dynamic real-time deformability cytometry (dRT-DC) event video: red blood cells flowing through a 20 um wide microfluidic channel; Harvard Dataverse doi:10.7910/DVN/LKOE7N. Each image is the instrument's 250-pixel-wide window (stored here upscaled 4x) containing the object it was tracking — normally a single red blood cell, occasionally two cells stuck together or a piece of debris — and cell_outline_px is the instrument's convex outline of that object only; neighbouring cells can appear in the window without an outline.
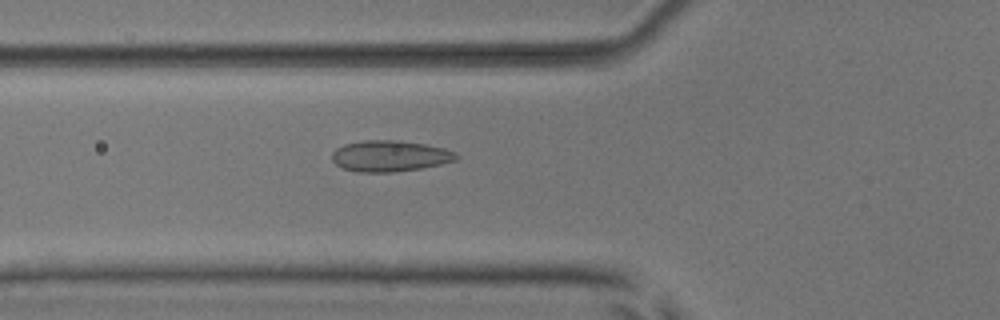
{"species": "common noctule bat (a hibernating species)", "species_latin": "Nyctalus noctula", "temperature_condition": "room temperature", "stored_images_in_passage": 53, "camera_frame_rate_fps": 3000, "um_per_image_px": 0.085, "animal": {"sex": "male", "body_mass_g": 17.9, "forearm_length_mm": 54.2}, "frame": {"image": 1, "passage_image": 20, "time_ms": 6.333, "image_size_px": [1000, 320], "cell_outline_px": [[460, 156], [456, 160], [440, 164], [420, 168], [392, 172], [356, 172], [344, 168], [336, 164], [332, 160], [332, 152], [336, 148], [344, 144], [364, 140], [400, 140], [424, 144], [444, 148], [456, 152]], "centroid_in_image_um": [33.14, 13.25], "position_along_channel_um": 92.7, "area_um2": 22.54}}
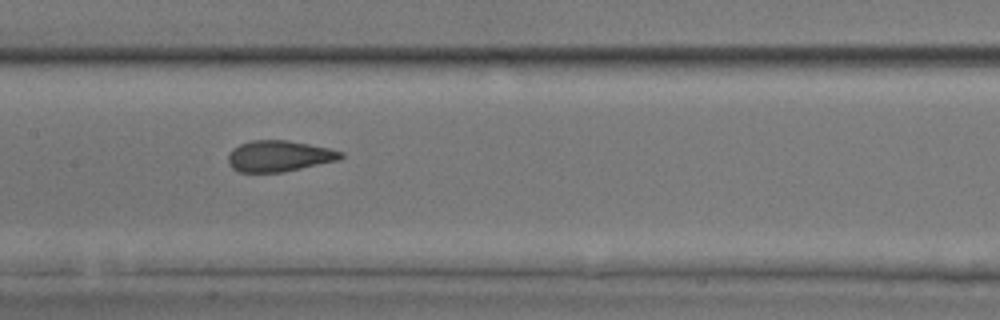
{"frame": {"image": 2, "passage_image": 27, "time_ms": 8.667, "image_size_px": [1000, 320], "cell_outline_px": [[344, 156], [340, 160], [284, 172], [240, 172], [232, 168], [228, 164], [228, 156], [232, 148], [240, 144], [252, 140], [288, 140], [328, 148], [344, 152]], "centroid_in_image_um": [23.73, 13.27], "position_along_channel_um": 183.7, "area_um2": 20.52}}
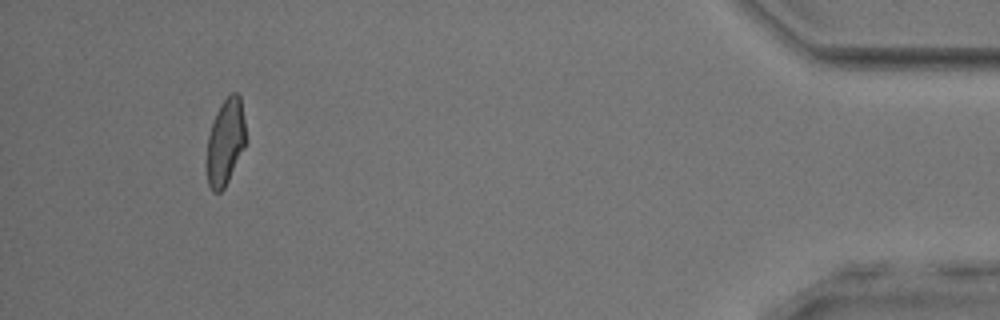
{"frame": {"image": 3, "passage_image": 50, "time_ms": 16.333, "image_size_px": [1000, 320], "cell_outline_px": [[244, 148], [224, 188], [220, 192], [212, 192], [208, 184], [208, 136], [216, 112], [220, 104], [232, 92], [236, 92], [240, 96], [244, 120]], "centroid_in_image_um": [19.16, 12.05], "position_along_channel_um": 416.0, "area_um2": 19.02}, "authors_computed_cell_mechanics": {"area_um2": 21.097, "velocity_mm_per_s": 3.887, "shape_relaxation_time_tau1_ms": 11.011, "shape_relaxation_time_tau2_ms": 1.0856, "deformation_change_tau1": 0.185, "deformation_change_tau2": 0.0715}}